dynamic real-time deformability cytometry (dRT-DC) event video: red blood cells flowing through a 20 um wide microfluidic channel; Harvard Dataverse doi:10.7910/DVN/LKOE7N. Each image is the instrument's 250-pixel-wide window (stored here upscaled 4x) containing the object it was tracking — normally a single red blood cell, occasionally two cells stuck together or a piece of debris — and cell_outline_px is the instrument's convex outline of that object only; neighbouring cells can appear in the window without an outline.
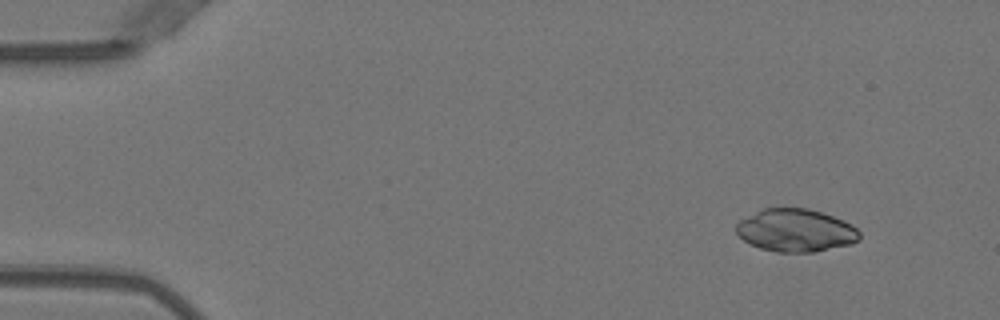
{"species": "Egyptian fruit bat (a non-hibernating species)", "species_latin": "Rousettus aegyptiacus", "temperature_condition": "warm", "stored_images_in_passage": 4, "camera_frame_rate_fps": 3000, "um_per_image_px": 0.085, "animal": {"sex": "female"}, "frame": {"image": 1, "passage_image": 1, "time_ms": 0.0, "image_size_px": [1000, 320], "cell_outline_px": [[860, 240], [852, 244], [812, 252], [776, 252], [760, 248], [744, 240], [736, 232], [736, 224], [740, 220], [764, 208], [808, 208], [844, 220], [852, 224], [860, 232]], "centroid_in_image_um": [67.66, 19.59], "position_along_channel_um": 17.3, "area_um2": 30.63}}